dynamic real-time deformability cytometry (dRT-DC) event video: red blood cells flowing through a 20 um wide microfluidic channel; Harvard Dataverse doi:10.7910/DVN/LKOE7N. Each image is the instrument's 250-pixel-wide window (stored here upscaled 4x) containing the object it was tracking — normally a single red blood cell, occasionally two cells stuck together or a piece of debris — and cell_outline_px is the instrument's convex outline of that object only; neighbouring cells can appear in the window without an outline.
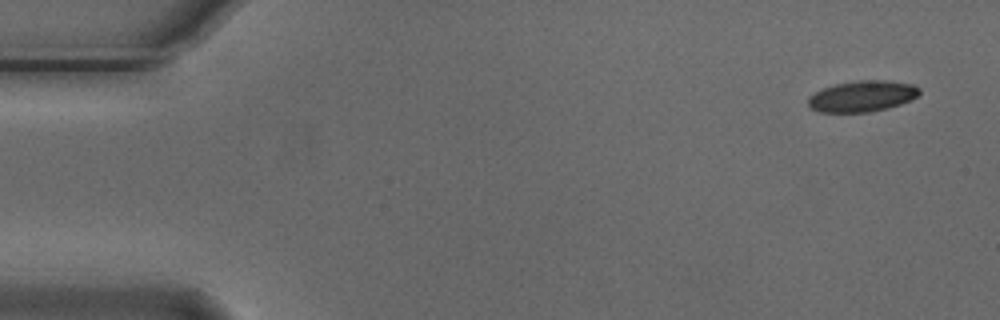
{"species": "Egyptian fruit bat (a non-hibernating species)", "species_latin": "Rousettus aegyptiacus", "temperature_condition": "cold", "stored_images_in_passage": 4, "camera_frame_rate_fps": 3000, "um_per_image_px": 0.085, "animal": {"sex": "male"}, "frame": {"image": 1, "passage_image": 1, "time_ms": 0.0, "image_size_px": [1000, 320], "cell_outline_px": [[920, 92], [916, 96], [900, 104], [888, 108], [868, 112], [820, 112], [812, 108], [808, 104], [808, 96], [824, 88], [836, 84], [860, 80], [884, 80], [912, 84], [920, 88]], "centroid_in_image_um": [73.28, 8.18], "position_along_channel_um": 11.7, "area_um2": 19.88}}
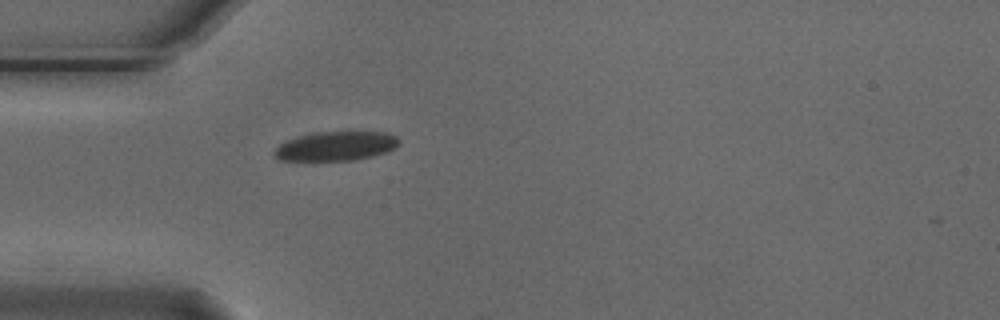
{"frame": {"image": 2, "passage_image": 4, "time_ms": 1.0, "image_size_px": [1000, 320], "cell_outline_px": [[400, 144], [384, 152], [372, 156], [352, 160], [280, 160], [272, 152], [280, 144], [288, 140], [312, 132], [388, 132], [396, 136], [400, 140]], "centroid_in_image_um": [28.56, 12.41], "position_along_channel_um": 56.4, "area_um2": 20.98}}